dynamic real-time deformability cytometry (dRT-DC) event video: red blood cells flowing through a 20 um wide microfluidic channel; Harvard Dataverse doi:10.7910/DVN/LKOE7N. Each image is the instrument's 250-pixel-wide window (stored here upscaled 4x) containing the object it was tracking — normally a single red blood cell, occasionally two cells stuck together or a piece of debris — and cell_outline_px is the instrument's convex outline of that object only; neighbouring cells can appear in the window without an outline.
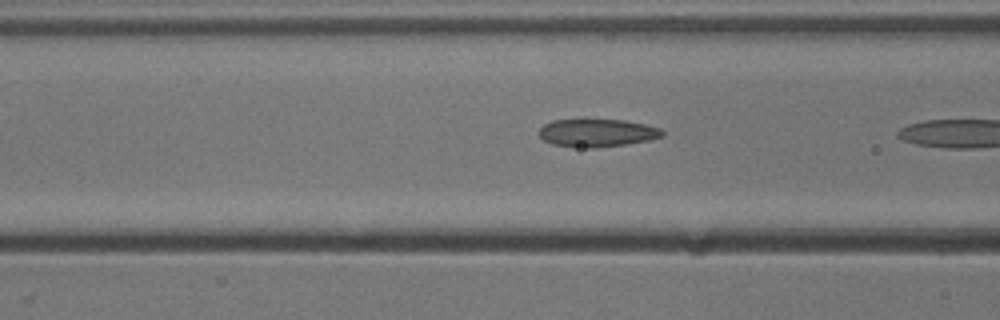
{"species": "common noctule bat (a hibernating species)", "species_latin": "Nyctalus noctula", "temperature_condition": "cold", "stored_images_in_passage": 8, "camera_frame_rate_fps": 3000, "um_per_image_px": 0.085, "animal": {"sex": "male", "body_mass_g": 13.3}, "frame": {"image": 1, "passage_image": 7, "time_ms": 2.0, "image_size_px": [1000, 320], "cell_outline_px": [[664, 136], [648, 140], [624, 144], [596, 148], [588, 148], [552, 144], [544, 140], [540, 136], [540, 128], [544, 124], [552, 120], [584, 116], [624, 120], [644, 124], [660, 128], [664, 132]], "centroid_in_image_um": [50.72, 11.23], "position_along_channel_um": 115.9, "area_um2": 20.81}}